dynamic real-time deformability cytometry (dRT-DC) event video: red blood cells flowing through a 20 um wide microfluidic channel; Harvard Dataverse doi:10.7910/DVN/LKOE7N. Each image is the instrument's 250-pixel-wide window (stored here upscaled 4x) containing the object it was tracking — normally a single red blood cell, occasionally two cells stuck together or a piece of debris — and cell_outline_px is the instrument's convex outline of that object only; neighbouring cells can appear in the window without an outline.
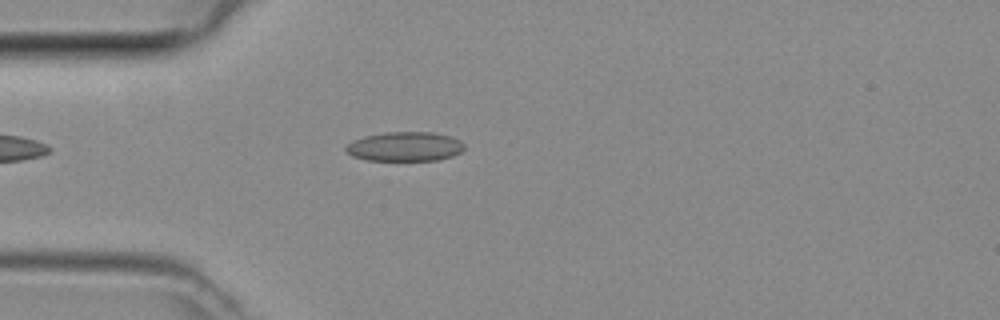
{"species": "common noctule bat (a hibernating species)", "species_latin": "Nyctalus noctula", "temperature_condition": "room temperature", "stored_images_in_passage": 32, "camera_frame_rate_fps": 3000, "um_per_image_px": 0.085, "animal": {"sex": "female", "body_mass_g": 29.2, "forearm_length_mm": 56.3}, "frame": {"image": 1, "passage_image": 2, "time_ms": 0.333, "image_size_px": [1000, 320], "cell_outline_px": [[464, 148], [460, 152], [452, 156], [436, 160], [368, 160], [352, 156], [344, 152], [344, 148], [352, 140], [364, 136], [384, 132], [432, 132], [448, 136], [460, 140], [464, 144]], "centroid_in_image_um": [34.37, 12.45], "position_along_channel_um": 50.6, "area_um2": 20.29}}
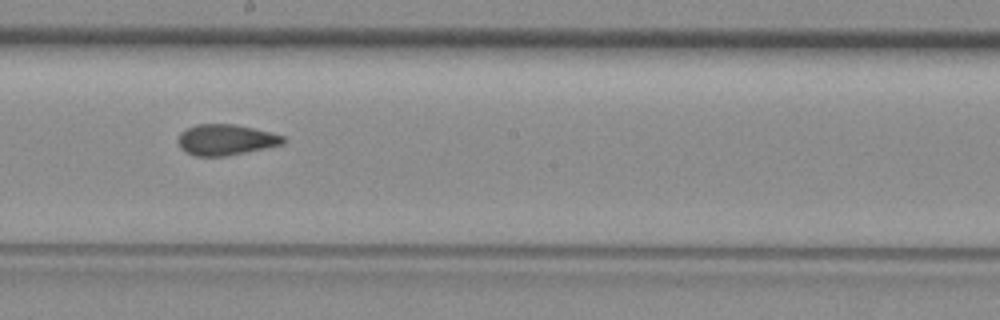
{"frame": {"image": 2, "passage_image": 15, "time_ms": 4.667, "image_size_px": [1000, 320], "cell_outline_px": [[284, 140], [280, 144], [264, 148], [224, 156], [196, 156], [184, 152], [180, 148], [176, 140], [180, 132], [196, 124], [236, 124], [272, 132], [284, 136]], "centroid_in_image_um": [19.12, 11.87], "position_along_channel_um": 229.1, "area_um2": 18.84}}
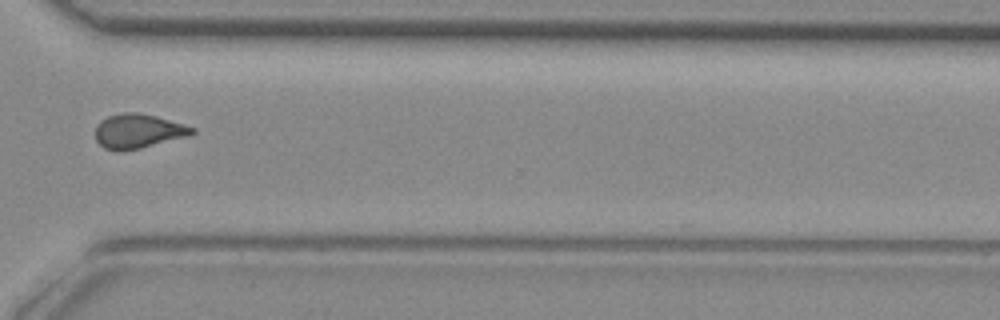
{"frame": {"image": 3, "passage_image": 24, "time_ms": 7.667, "image_size_px": [1000, 320], "cell_outline_px": [[196, 132], [188, 136], [140, 148], [104, 148], [96, 140], [96, 124], [100, 120], [108, 116], [124, 112], [136, 112], [156, 116], [184, 124], [196, 128]], "centroid_in_image_um": [11.77, 11.1], "position_along_channel_um": 358.8, "area_um2": 18.9}}